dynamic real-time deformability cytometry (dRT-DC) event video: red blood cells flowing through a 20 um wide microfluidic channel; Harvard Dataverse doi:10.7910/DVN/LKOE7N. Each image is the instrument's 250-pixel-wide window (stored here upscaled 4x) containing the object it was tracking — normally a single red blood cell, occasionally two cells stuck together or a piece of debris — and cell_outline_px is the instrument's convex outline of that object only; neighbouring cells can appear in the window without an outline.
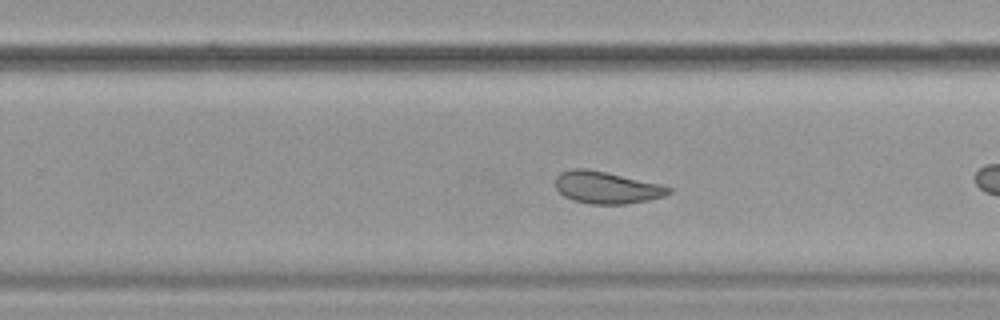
{"species": "common noctule bat (a hibernating species)", "species_latin": "Nyctalus noctula", "temperature_condition": "cold", "stored_images_in_passage": 33, "camera_frame_rate_fps": 3000, "um_per_image_px": 0.085, "animal": {"sex": "female", "body_mass_g": 19.9}, "frame": {"image": 1, "passage_image": 19, "time_ms": 6.0, "image_size_px": [1000, 320], "cell_outline_px": [[672, 192], [664, 196], [648, 200], [624, 204], [592, 204], [572, 200], [564, 196], [556, 188], [556, 176], [560, 172], [572, 168], [584, 168], [604, 172], [660, 184], [672, 188]], "centroid_in_image_um": [51.54, 15.94], "position_along_channel_um": 278.3, "area_um2": 20.98}}